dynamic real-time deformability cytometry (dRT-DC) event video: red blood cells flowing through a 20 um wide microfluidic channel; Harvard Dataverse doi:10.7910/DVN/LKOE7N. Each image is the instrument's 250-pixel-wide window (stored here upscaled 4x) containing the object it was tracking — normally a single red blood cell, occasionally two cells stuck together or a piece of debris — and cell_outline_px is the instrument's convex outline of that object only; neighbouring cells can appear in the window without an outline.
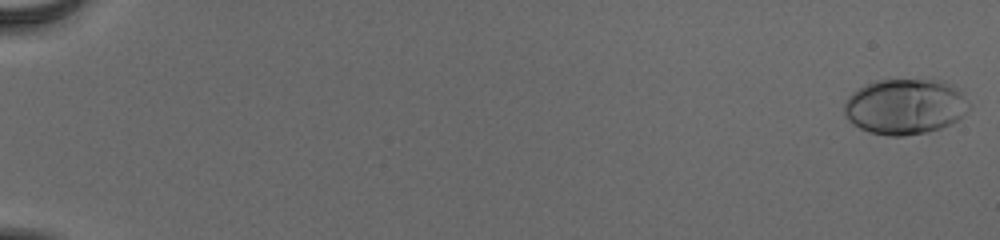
{"species": "human", "species_latin": "Homo sapiens", "temperature_condition": "cold", "stored_images_in_passage": 56, "camera_frame_rate_fps": 3000, "um_per_image_px": 0.085, "donor": {"sex": "male"}, "frame": {"image": 1, "passage_image": 1, "time_ms": 0.0, "image_size_px": [1000, 240], "cell_outline_px": [[972, 108], [952, 124], [928, 132], [904, 136], [888, 136], [868, 132], [852, 124], [844, 116], [844, 100], [852, 92], [864, 84], [872, 80], [944, 80], [956, 88], [972, 104]], "centroid_in_image_um": [76.92, 9.06], "position_along_channel_um": 8.1, "area_um2": 41.1}}
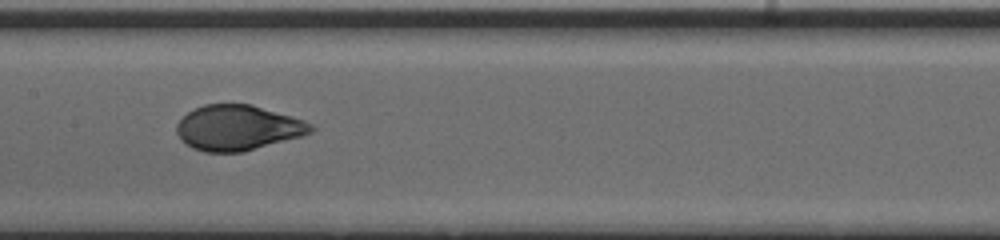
{"frame": {"image": 2, "passage_image": 31, "time_ms": 10.0, "image_size_px": [1000, 240], "cell_outline_px": [[316, 128], [312, 132], [304, 136], [244, 152], [204, 152], [192, 148], [184, 144], [180, 140], [176, 132], [176, 124], [192, 108], [204, 104], [252, 104], [292, 116], [304, 120], [312, 124]], "centroid_in_image_um": [20.22, 10.87], "position_along_channel_um": 187.2, "area_um2": 35.95}}
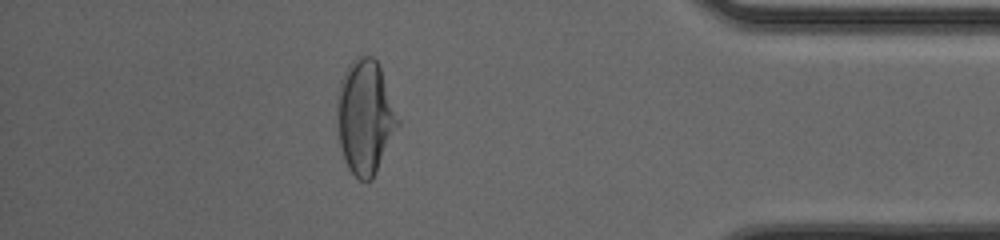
{"frame": {"image": 3, "passage_image": 50, "time_ms": 16.333, "image_size_px": [1000, 240], "cell_outline_px": [[400, 124], [372, 180], [360, 180], [348, 168], [340, 148], [336, 128], [336, 96], [340, 80], [348, 64], [356, 56], [372, 56], [380, 64], [400, 120]], "centroid_in_image_um": [31.02, 9.91], "position_along_channel_um": 404.2, "area_um2": 41.15}, "authors_computed_cell_mechanics": {"area_um2": 36.8475, "velocity_mm_per_s": 3.8925, "shape_relaxation_time_tau1_ms": 4.4447, "shape_relaxation_time_tau2_ms": null, "deformation_change_tau1": 0.2072, "deformation_change_tau2": null}}